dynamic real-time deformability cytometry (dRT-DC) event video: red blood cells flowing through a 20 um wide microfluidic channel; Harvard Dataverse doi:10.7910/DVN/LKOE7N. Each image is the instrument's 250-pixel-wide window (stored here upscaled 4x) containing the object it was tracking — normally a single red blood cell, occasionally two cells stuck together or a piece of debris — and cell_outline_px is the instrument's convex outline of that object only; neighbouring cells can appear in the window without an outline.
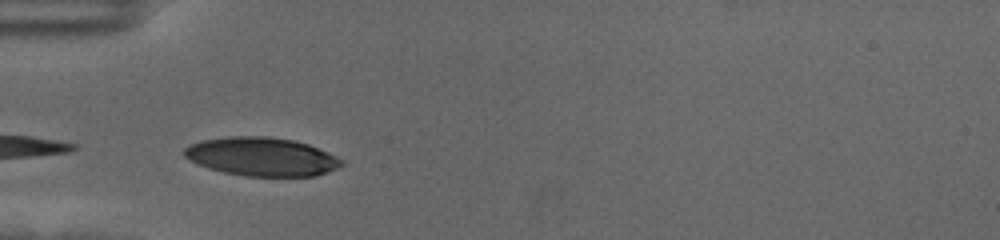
{"species": "human", "species_latin": "Homo sapiens", "temperature_condition": "cold", "stored_images_in_passage": 37, "camera_frame_rate_fps": 3000, "um_per_image_px": 0.085, "donor": {"sex": "female"}, "frame": {"image": 1, "passage_image": 1, "time_ms": 0.0, "image_size_px": [1000, 240], "cell_outline_px": [[344, 164], [328, 172], [316, 176], [244, 176], [224, 172], [208, 168], [184, 156], [184, 148], [188, 144], [200, 140], [228, 136], [268, 136], [292, 140], [308, 144], [328, 152], [344, 160]], "centroid_in_image_um": [22.25, 13.31], "position_along_channel_um": 62.8, "area_um2": 35.43}, "authors_computed_cell_mechanics": {"area_um2": 33.2928, "velocity_mm_per_s": 3.5211, "shape_relaxation_time_tau1_ms": 3.8802, "shape_relaxation_time_tau2_ms": 1.4712, "deformation_change_tau1": 0.1552, "deformation_change_tau2": 0.1167}}